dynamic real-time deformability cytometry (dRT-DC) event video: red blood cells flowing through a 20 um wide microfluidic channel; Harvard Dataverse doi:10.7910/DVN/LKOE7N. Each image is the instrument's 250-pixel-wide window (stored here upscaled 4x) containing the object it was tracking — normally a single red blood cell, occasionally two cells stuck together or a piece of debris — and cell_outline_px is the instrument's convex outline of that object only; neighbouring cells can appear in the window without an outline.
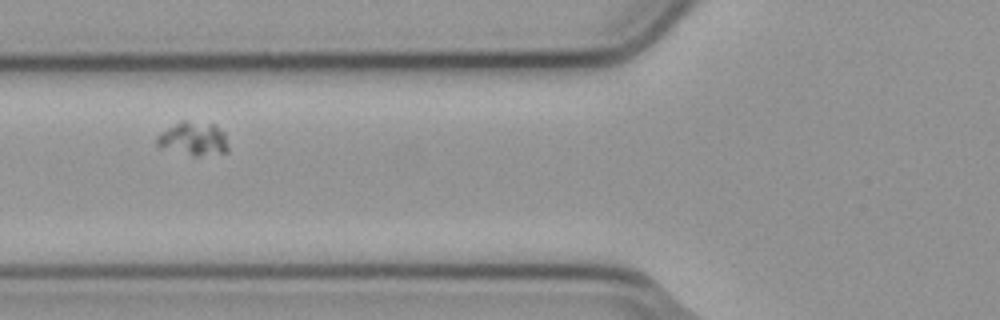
{"species": "common noctule bat (a hibernating species)", "species_latin": "Nyctalus noctula", "temperature_condition": "cold", "stored_images_in_passage": 6, "camera_frame_rate_fps": 3000, "um_per_image_px": 0.085, "animal": {"sex": "male", "body_mass_g": 23.1, "forearm_length_mm": 52.7}, "frame": {"image": 1, "passage_image": 6, "time_ms": 1.667, "image_size_px": [1000, 320], "cell_outline_px": [[228, 152], [200, 156], [192, 156], [160, 148], [156, 144], [156, 136], [160, 132], [180, 120], [184, 120], [216, 124], [224, 132], [228, 144]], "centroid_in_image_um": [16.42, 11.79], "position_along_channel_um": 109.4, "area_um2": 14.39}}